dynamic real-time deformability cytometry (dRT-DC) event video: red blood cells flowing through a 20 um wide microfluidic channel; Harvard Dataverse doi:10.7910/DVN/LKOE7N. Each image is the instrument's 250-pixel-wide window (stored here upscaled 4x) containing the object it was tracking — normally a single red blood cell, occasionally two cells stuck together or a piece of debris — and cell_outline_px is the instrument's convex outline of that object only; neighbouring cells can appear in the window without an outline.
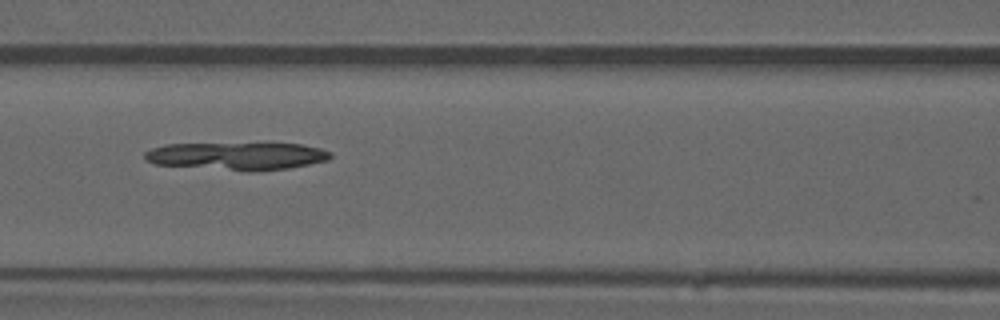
{"species": "common noctule bat (a hibernating species)", "species_latin": "Nyctalus noctula", "temperature_condition": "warm", "stored_images_in_passage": 29, "camera_frame_rate_fps": 3000, "um_per_image_px": 0.085, "animal": {"sex": "male", "forearm_length_mm": 52.5}, "frame": {"image": 1, "passage_image": 10, "time_ms": 3.0, "image_size_px": [1000, 320], "cell_outline_px": [[332, 156], [328, 160], [288, 168], [252, 172], [248, 172], [156, 164], [144, 160], [144, 152], [152, 148], [164, 144], [300, 144], [320, 148], [332, 152]], "centroid_in_image_um": [20.13, 13.28], "position_along_channel_um": 146.5, "area_um2": 29.94}}